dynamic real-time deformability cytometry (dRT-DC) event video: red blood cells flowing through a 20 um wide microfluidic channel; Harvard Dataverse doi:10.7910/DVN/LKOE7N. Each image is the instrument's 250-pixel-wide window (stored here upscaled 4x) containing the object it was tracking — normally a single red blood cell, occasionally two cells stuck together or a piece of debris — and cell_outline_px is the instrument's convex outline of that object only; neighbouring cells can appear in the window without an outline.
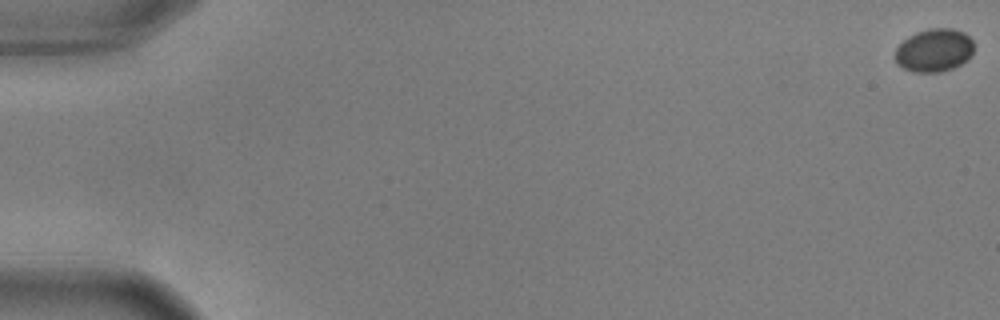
{"species": "common noctule bat (a hibernating species)", "species_latin": "Nyctalus noctula", "temperature_condition": "warm", "stored_images_in_passage": 57, "camera_frame_rate_fps": 3000, "um_per_image_px": 0.085, "animal": {"sex": "male", "body_mass_g": 17.9, "forearm_length_mm": 54.2}, "frame": {"image": 1, "passage_image": 1, "time_ms": 0.0, "image_size_px": [1000, 320], "cell_outline_px": [[972, 52], [968, 60], [952, 68], [940, 72], [916, 72], [904, 68], [896, 64], [896, 48], [908, 36], [916, 32], [928, 28], [952, 28], [964, 32], [972, 40]], "centroid_in_image_um": [79.4, 4.26], "position_along_channel_um": 5.6, "area_um2": 19.71}}
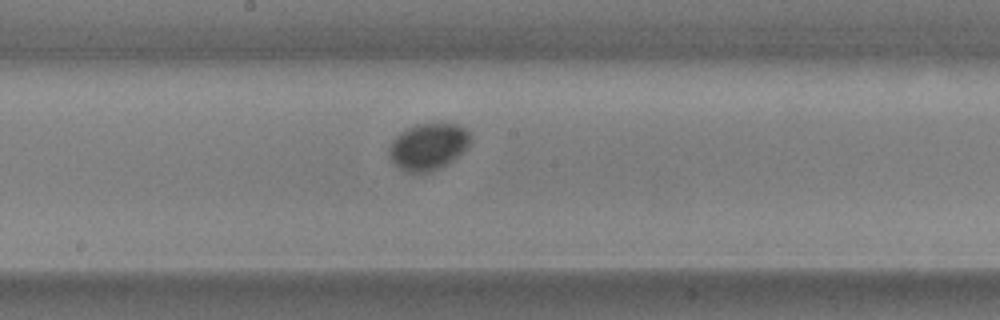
{"frame": {"image": 2, "passage_image": 32, "time_ms": 10.333, "image_size_px": [1000, 320], "cell_outline_px": [[472, 140], [452, 160], [428, 172], [408, 172], [400, 168], [388, 156], [388, 148], [392, 140], [400, 132], [416, 124], [460, 124], [472, 136]], "centroid_in_image_um": [36.37, 12.43], "position_along_channel_um": 211.8, "area_um2": 21.68}}
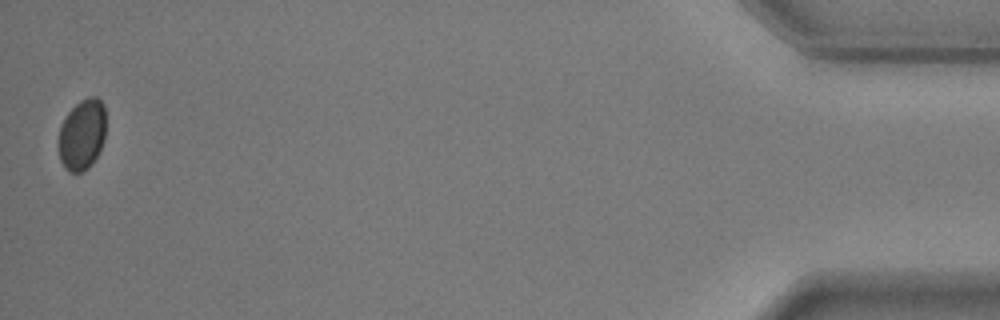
{"frame": {"image": 3, "passage_image": 57, "time_ms": 18.667, "image_size_px": [1000, 320], "cell_outline_px": [[104, 140], [92, 164], [88, 168], [80, 172], [68, 172], [64, 168], [60, 160], [60, 128], [68, 112], [80, 100], [88, 96], [96, 96], [104, 104]], "centroid_in_image_um": [6.98, 11.43], "position_along_channel_um": 428.2, "area_um2": 19.25}}